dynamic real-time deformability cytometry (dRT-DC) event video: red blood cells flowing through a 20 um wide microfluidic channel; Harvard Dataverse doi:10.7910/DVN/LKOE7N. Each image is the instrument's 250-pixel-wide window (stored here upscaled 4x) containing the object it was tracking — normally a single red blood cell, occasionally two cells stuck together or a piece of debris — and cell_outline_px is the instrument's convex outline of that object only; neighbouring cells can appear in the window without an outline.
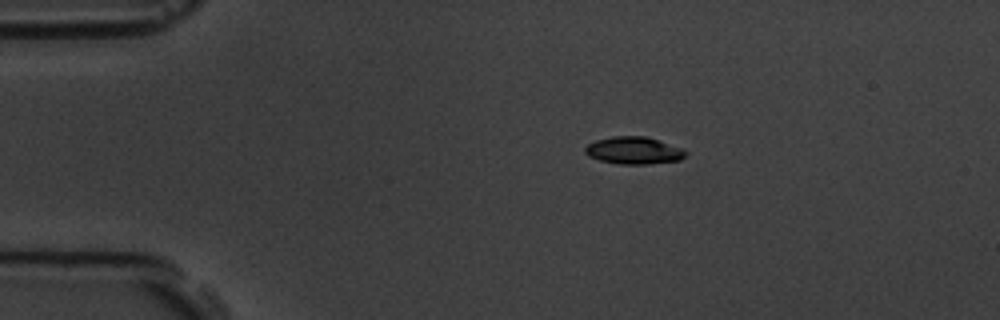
{"species": "common noctule bat (a hibernating species)", "species_latin": "Nyctalus noctula", "temperature_condition": "room temperature", "stored_images_in_passage": 4, "camera_frame_rate_fps": 3000, "um_per_image_px": 0.085, "animal": {"sex": "male", "body_mass_g": 19.5, "forearm_length_mm": 54.6}, "frame": {"image": 1, "passage_image": 2, "time_ms": 1.333, "image_size_px": [1000, 320], "cell_outline_px": [[688, 152], [680, 160], [648, 164], [620, 164], [600, 160], [588, 156], [584, 152], [584, 148], [588, 144], [596, 140], [612, 136], [644, 136], [684, 148]], "centroid_in_image_um": [53.87, 12.79], "position_along_channel_um": 31.1, "area_um2": 16.01}}